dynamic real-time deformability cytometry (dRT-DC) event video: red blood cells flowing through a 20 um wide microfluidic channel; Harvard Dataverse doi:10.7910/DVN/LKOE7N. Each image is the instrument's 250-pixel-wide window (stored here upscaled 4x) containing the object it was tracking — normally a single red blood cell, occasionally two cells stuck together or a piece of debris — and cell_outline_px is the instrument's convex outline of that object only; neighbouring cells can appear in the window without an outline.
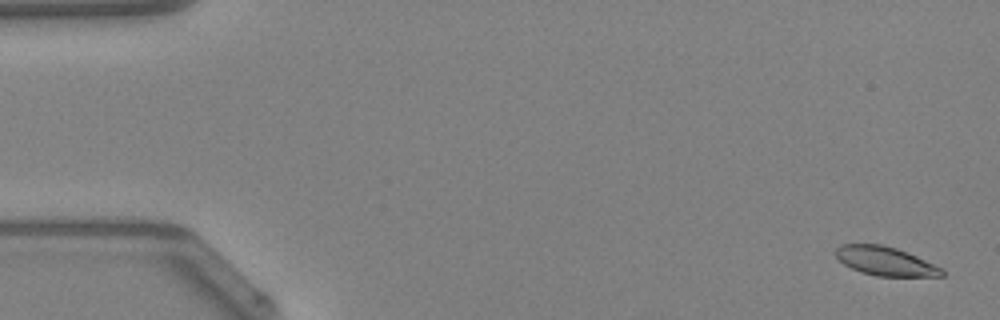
{"species": "Egyptian fruit bat (a non-hibernating species)", "species_latin": "Rousettus aegyptiacus", "temperature_condition": "warm", "stored_images_in_passage": 49, "camera_frame_rate_fps": 3000, "um_per_image_px": 0.085, "animal": {"sex": "female"}, "frame": {"image": 1, "passage_image": 2, "time_ms": 0.333, "image_size_px": [1000, 320], "cell_outline_px": [[944, 276], [876, 276], [860, 272], [844, 264], [836, 256], [836, 248], [840, 244], [880, 244], [896, 248], [916, 256], [940, 268], [944, 272]], "centroid_in_image_um": [75.21, 22.19], "position_along_channel_um": 9.8, "area_um2": 17.57}}
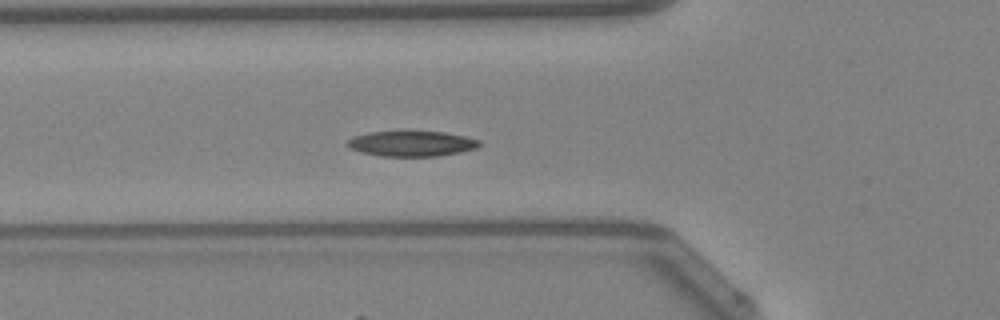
{"frame": {"image": 2, "passage_image": 18, "time_ms": 5.667, "image_size_px": [1000, 320], "cell_outline_px": [[480, 144], [476, 148], [460, 152], [436, 156], [380, 156], [360, 152], [348, 148], [348, 140], [352, 136], [368, 132], [400, 128], [408, 128], [444, 132], [464, 136], [480, 140]], "centroid_in_image_um": [34.92, 12.15], "position_along_channel_um": 90.9, "area_um2": 20.58}}
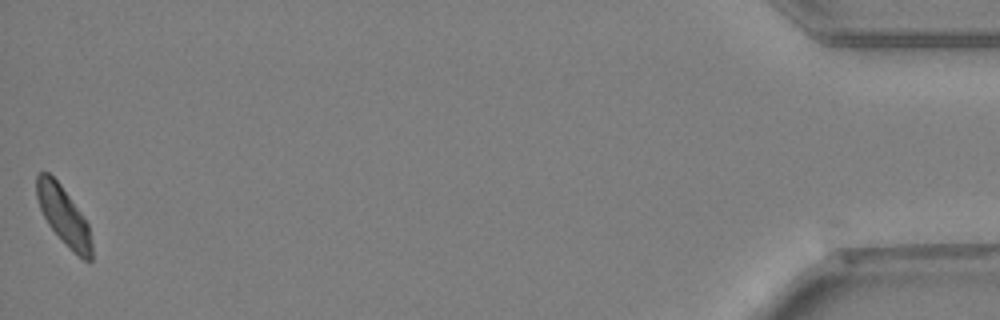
{"frame": {"image": 3, "passage_image": 49, "time_ms": 16.0, "image_size_px": [1000, 320], "cell_outline_px": [[92, 260], [84, 260], [48, 224], [40, 208], [36, 196], [36, 176], [40, 172], [48, 172], [60, 184], [80, 212], [88, 224], [92, 244]], "centroid_in_image_um": [5.39, 18.28], "position_along_channel_um": 429.8, "area_um2": 17.92}, "authors_computed_cell_mechanics": {"area_um2": 19.074, "velocity_mm_per_s": 4.218, "shape_relaxation_time_tau1_ms": 3.3906, "shape_relaxation_time_tau2_ms": null, "deformation_change_tau1": 0.0983, "deformation_change_tau2": null}}